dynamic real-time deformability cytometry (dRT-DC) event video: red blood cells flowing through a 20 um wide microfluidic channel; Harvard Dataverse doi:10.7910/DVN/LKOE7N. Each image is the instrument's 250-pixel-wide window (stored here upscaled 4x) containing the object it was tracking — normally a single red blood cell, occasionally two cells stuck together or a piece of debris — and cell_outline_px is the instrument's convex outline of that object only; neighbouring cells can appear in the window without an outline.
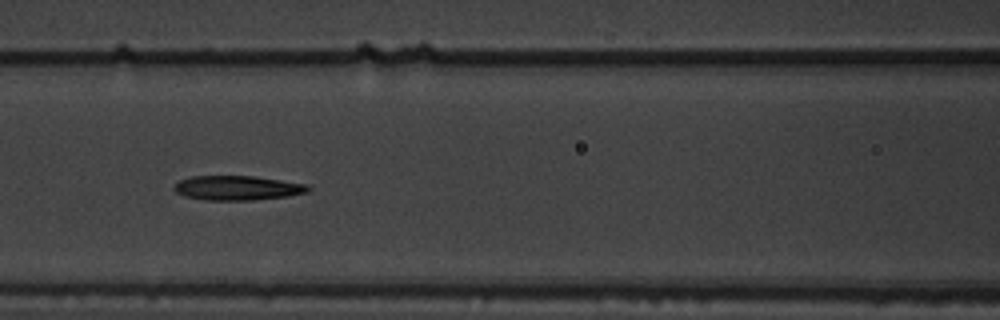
{"species": "common noctule bat (a hibernating species)", "species_latin": "Nyctalus noctula", "temperature_condition": "warm", "stored_images_in_passage": 9, "camera_frame_rate_fps": 3000, "um_per_image_px": 0.085, "animal": {"sex": "male", "body_mass_g": 19.5, "forearm_length_mm": 54.6}, "frame": {"image": 1, "passage_image": 6, "time_ms": 1.667, "image_size_px": [1000, 320], "cell_outline_px": [[312, 188], [308, 192], [288, 196], [252, 200], [204, 200], [184, 196], [176, 192], [172, 188], [180, 180], [188, 176], [252, 176], [308, 184]], "centroid_in_image_um": [20.17, 15.97], "position_along_channel_um": 146.4, "area_um2": 19.19}}
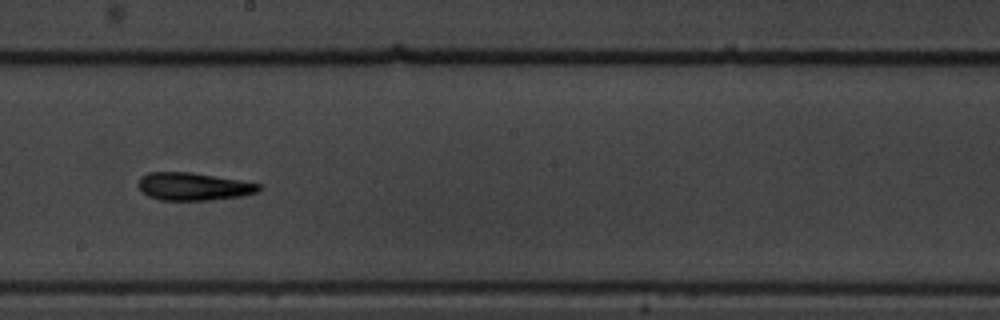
{"frame": {"image": 2, "passage_image": 8, "time_ms": 2.333, "image_size_px": [1000, 320], "cell_outline_px": [[264, 188], [256, 192], [240, 196], [208, 200], [160, 200], [148, 196], [136, 184], [140, 176], [148, 172], [192, 172], [240, 180], [260, 184]], "centroid_in_image_um": [16.42, 15.84], "position_along_channel_um": 231.8, "area_um2": 19.54}}
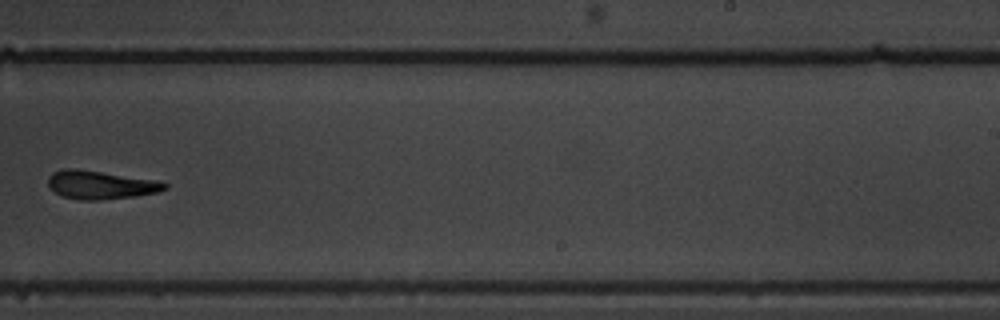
{"frame": {"image": 3, "passage_image": 9, "time_ms": 2.667, "image_size_px": [1000, 320], "cell_outline_px": [[168, 188], [156, 192], [136, 196], [100, 200], [80, 200], [64, 196], [56, 192], [48, 184], [48, 176], [52, 172], [64, 168], [72, 168], [156, 180], [168, 184]], "centroid_in_image_um": [8.54, 15.71], "position_along_channel_um": 280.5, "area_um2": 19.02}}